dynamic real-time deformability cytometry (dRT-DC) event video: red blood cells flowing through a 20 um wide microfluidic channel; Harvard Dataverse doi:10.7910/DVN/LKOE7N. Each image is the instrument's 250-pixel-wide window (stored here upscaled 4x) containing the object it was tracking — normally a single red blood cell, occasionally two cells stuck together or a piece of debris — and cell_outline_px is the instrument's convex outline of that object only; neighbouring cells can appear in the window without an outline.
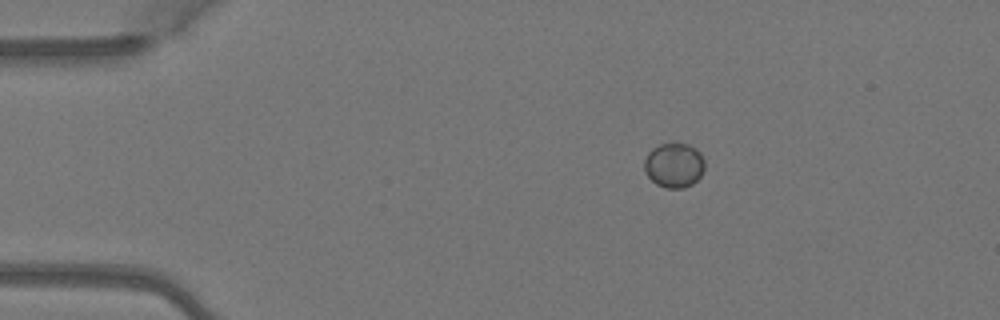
{"species": "Egyptian fruit bat (a non-hibernating species)", "species_latin": "Rousettus aegyptiacus", "temperature_condition": "warm", "stored_images_in_passage": 4, "camera_frame_rate_fps": 3000, "um_per_image_px": 0.085, "animal": {"sex": "female"}, "frame": {"image": 1, "passage_image": 4, "time_ms": 1.0, "image_size_px": [1000, 320], "cell_outline_px": [[704, 168], [700, 176], [692, 184], [684, 188], [664, 188], [656, 184], [648, 176], [644, 168], [644, 160], [648, 152], [652, 148], [660, 144], [688, 144], [700, 152], [704, 160]], "centroid_in_image_um": [57.28, 14.05], "position_along_channel_um": 27.7, "area_um2": 15.66}}